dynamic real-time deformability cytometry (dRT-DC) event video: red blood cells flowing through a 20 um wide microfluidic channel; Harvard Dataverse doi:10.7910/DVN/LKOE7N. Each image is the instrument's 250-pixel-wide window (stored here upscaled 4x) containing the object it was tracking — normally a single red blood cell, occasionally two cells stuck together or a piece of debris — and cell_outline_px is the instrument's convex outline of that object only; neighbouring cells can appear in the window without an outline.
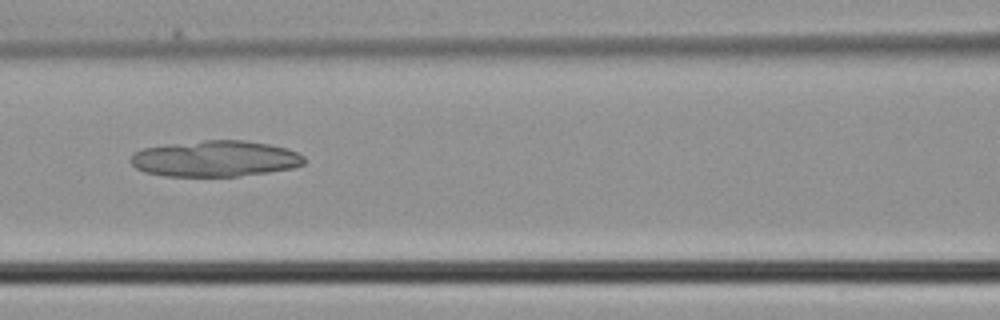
{"species": "common noctule bat (a hibernating species)", "species_latin": "Nyctalus noctula", "temperature_condition": "cold", "stored_images_in_passage": 7, "camera_frame_rate_fps": 3000, "um_per_image_px": 0.085, "animal": {"sex": "male", "body_mass_g": 21.5, "forearm_length_mm": 52.0}, "frame": {"image": 1, "passage_image": 6, "time_ms": 1.667, "image_size_px": [1000, 320], "cell_outline_px": [[304, 164], [292, 168], [268, 172], [236, 176], [164, 176], [144, 172], [136, 168], [128, 160], [132, 152], [144, 148], [204, 140], [244, 140], [268, 144], [288, 148], [304, 156]], "centroid_in_image_um": [18.27, 13.49], "position_along_channel_um": 148.3, "area_um2": 36.41}}